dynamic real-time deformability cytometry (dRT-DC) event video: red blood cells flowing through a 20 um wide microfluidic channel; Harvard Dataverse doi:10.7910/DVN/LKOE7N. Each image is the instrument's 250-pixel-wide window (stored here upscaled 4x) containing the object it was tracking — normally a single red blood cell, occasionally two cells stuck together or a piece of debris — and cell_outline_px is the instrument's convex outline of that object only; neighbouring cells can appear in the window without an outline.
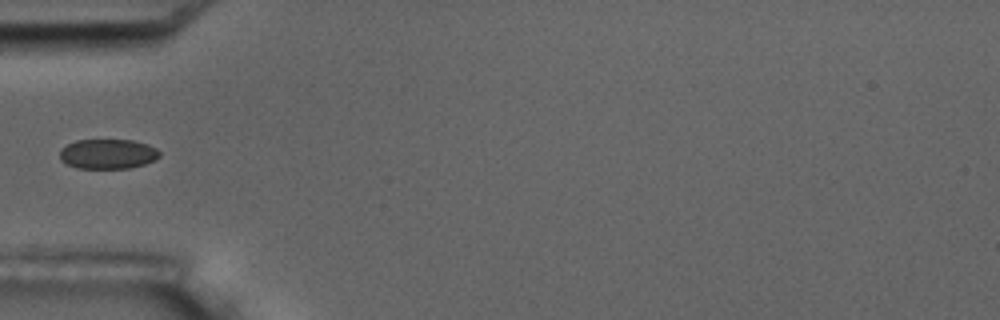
{"species": "common noctule bat (a hibernating species)", "species_latin": "Nyctalus noctula", "temperature_condition": "room temperature", "stored_images_in_passage": 5, "camera_frame_rate_fps": 3000, "um_per_image_px": 0.085, "animal": {"sex": "male", "body_mass_g": 17.5, "forearm_length_mm": 52.3}, "frame": {"image": 1, "passage_image": 5, "time_ms": 4.667, "image_size_px": [1000, 320], "cell_outline_px": [[160, 156], [156, 160], [144, 164], [128, 168], [76, 168], [60, 160], [60, 148], [76, 140], [132, 140], [148, 144], [156, 148], [160, 152]], "centroid_in_image_um": [9.17, 13.08], "position_along_channel_um": 75.8, "area_um2": 17.4}}